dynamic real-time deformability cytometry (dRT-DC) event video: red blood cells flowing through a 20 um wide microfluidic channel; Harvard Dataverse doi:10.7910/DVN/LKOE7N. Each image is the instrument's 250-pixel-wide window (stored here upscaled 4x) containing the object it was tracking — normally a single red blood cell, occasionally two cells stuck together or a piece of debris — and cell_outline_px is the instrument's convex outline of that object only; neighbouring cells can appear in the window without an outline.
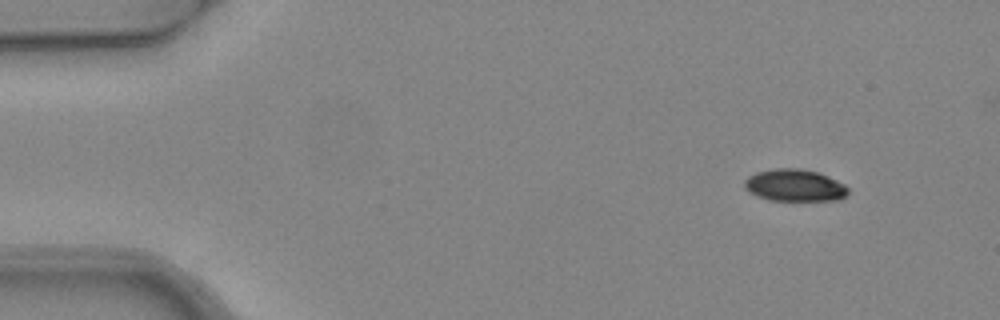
{"species": "common noctule bat (a hibernating species)", "species_latin": "Nyctalus noctula", "temperature_condition": "warm", "stored_images_in_passage": 3, "camera_frame_rate_fps": 3000, "um_per_image_px": 0.085, "animal": {"sex": "female", "body_mass_g": 24.6, "forearm_length_mm": 56.2}, "frame": {"image": 1, "passage_image": 1, "time_ms": 0.0, "image_size_px": [1000, 320], "cell_outline_px": [[848, 192], [840, 200], [768, 200], [756, 196], [748, 192], [744, 188], [744, 180], [748, 176], [756, 172], [776, 168], [800, 168], [816, 172], [828, 176], [844, 184], [848, 188]], "centroid_in_image_um": [67.5, 15.75], "position_along_channel_um": 17.5, "area_um2": 19.42}}